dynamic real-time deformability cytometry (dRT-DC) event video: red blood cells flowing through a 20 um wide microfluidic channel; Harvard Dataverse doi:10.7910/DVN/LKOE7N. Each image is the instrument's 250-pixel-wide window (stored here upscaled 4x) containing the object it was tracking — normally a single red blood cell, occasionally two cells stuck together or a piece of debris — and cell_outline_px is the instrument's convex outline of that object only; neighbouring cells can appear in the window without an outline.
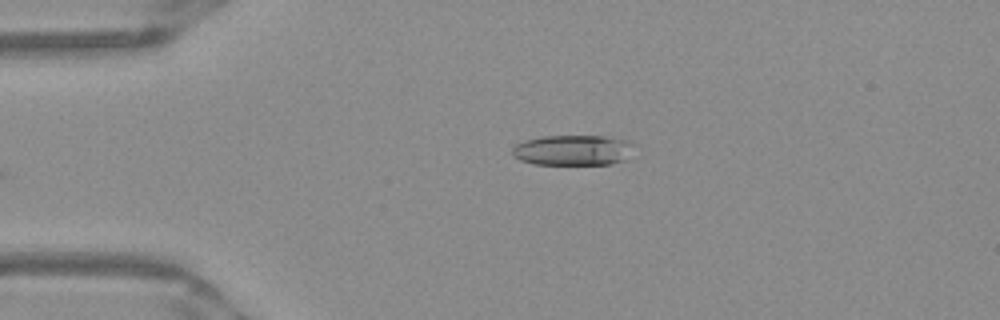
{"species": "Egyptian fruit bat (a non-hibernating species)", "species_latin": "Rousettus aegyptiacus", "temperature_condition": "warm", "stored_images_in_passage": 38, "camera_frame_rate_fps": 3000, "um_per_image_px": 0.085, "frame": {"image": 1, "passage_image": 2, "time_ms": 0.333, "image_size_px": [1000, 320], "cell_outline_px": [[636, 144], [628, 160], [612, 164], [536, 164], [520, 160], [512, 156], [512, 148], [516, 144], [524, 140], [544, 136], [604, 136], [624, 140]], "centroid_in_image_um": [48.74, 12.77], "position_along_channel_um": 36.3, "area_um2": 21.85}}
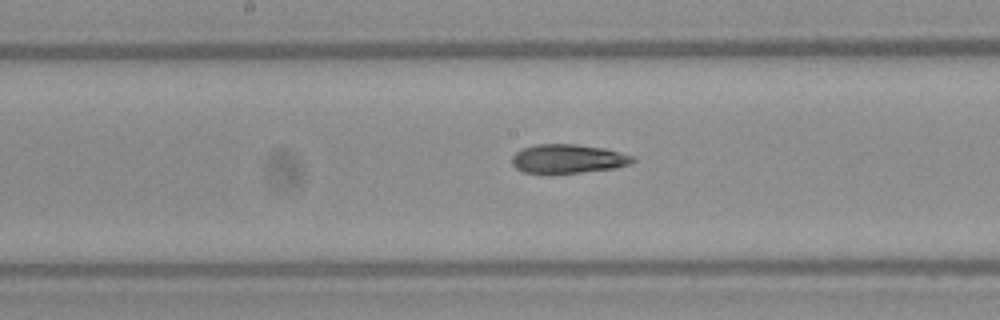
{"frame": {"image": 2, "passage_image": 17, "time_ms": 5.333, "image_size_px": [1000, 320], "cell_outline_px": [[636, 160], [632, 164], [616, 168], [548, 176], [524, 172], [516, 168], [512, 164], [512, 156], [520, 148], [532, 144], [576, 144], [604, 148], [620, 152], [632, 156]], "centroid_in_image_um": [48.23, 13.52], "position_along_channel_um": 200.0, "area_um2": 21.15}}
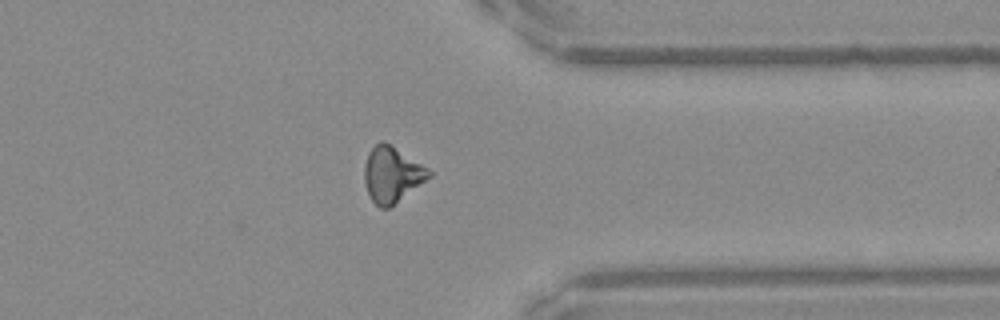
{"frame": {"image": 3, "passage_image": 31, "time_ms": 10.0, "image_size_px": [1000, 320], "cell_outline_px": [[432, 176], [388, 208], [380, 208], [372, 200], [364, 184], [364, 164], [368, 152], [380, 140], [384, 140], [428, 168], [432, 172]], "centroid_in_image_um": [33.3, 14.81], "position_along_channel_um": 378.1, "area_um2": 20.81}, "authors_computed_cell_mechanics": {"area_um2": 20.6346, "velocity_mm_per_s": 3.9563, "shape_relaxation_time_tau1_ms": null, "shape_relaxation_time_tau2_ms": 5.4685, "deformation_change_tau1": null, "deformation_change_tau2": 0.1433}}